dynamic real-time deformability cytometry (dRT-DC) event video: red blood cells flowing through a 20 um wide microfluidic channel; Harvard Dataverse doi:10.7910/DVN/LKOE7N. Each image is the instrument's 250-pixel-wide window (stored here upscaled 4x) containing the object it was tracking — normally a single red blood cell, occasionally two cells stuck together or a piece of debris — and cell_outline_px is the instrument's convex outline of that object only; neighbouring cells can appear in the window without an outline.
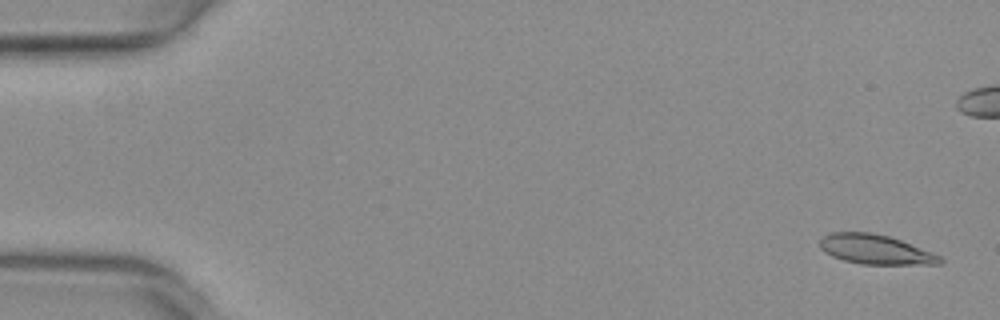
{"species": "common noctule bat (a hibernating species)", "species_latin": "Nyctalus noctula", "temperature_condition": "warm", "stored_images_in_passage": 53, "camera_frame_rate_fps": 3000, "um_per_image_px": 0.085, "animal": {"sex": "female", "body_mass_g": 29.2, "forearm_length_mm": 56.3}, "frame": {"image": 1, "passage_image": 2, "time_ms": 0.333, "image_size_px": [1000, 320], "cell_outline_px": [[944, 260], [940, 264], [860, 264], [844, 260], [832, 256], [824, 252], [820, 248], [820, 240], [824, 236], [832, 232], [872, 232], [888, 236], [900, 240], [932, 252], [940, 256]], "centroid_in_image_um": [74.4, 21.2], "position_along_channel_um": 10.6, "area_um2": 20.58}}
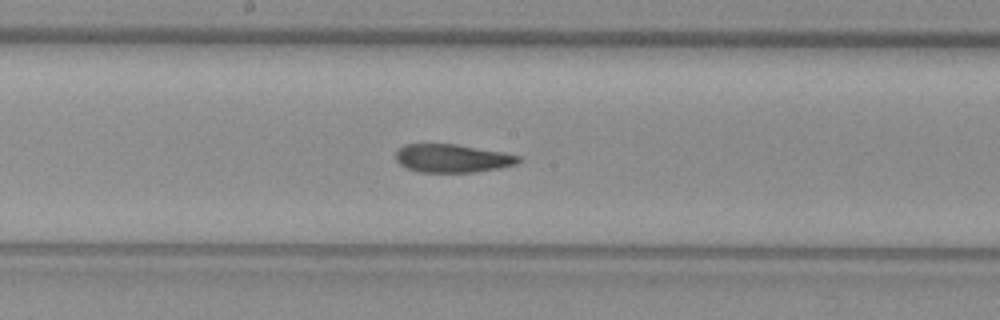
{"frame": {"image": 2, "passage_image": 28, "time_ms": 9.0, "image_size_px": [1000, 320], "cell_outline_px": [[524, 160], [516, 164], [500, 168], [476, 172], [416, 172], [400, 164], [396, 160], [396, 152], [404, 144], [456, 144], [504, 152], [520, 156]], "centroid_in_image_um": [38.49, 13.46], "position_along_channel_um": 209.7, "area_um2": 20.35}}
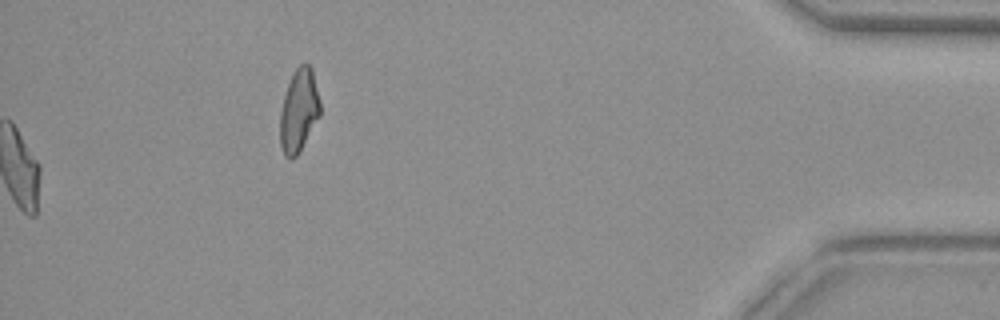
{"frame": {"image": 3, "passage_image": 53, "time_ms": 17.333, "image_size_px": [1000, 320], "cell_outline_px": [[320, 116], [300, 152], [292, 160], [284, 156], [280, 144], [280, 112], [284, 96], [292, 72], [300, 64], [308, 64], [312, 68], [320, 100]], "centroid_in_image_um": [25.4, 9.42], "position_along_channel_um": 409.8, "area_um2": 19.59}, "authors_computed_cell_mechanics": {"area_um2": 20.8658, "velocity_mm_per_s": 3.9813, "shape_relaxation_time_tau1_ms": 7.1373, "shape_relaxation_time_tau2_ms": 2.392, "deformation_change_tau1": 0.2264, "deformation_change_tau2": 0.1046}}